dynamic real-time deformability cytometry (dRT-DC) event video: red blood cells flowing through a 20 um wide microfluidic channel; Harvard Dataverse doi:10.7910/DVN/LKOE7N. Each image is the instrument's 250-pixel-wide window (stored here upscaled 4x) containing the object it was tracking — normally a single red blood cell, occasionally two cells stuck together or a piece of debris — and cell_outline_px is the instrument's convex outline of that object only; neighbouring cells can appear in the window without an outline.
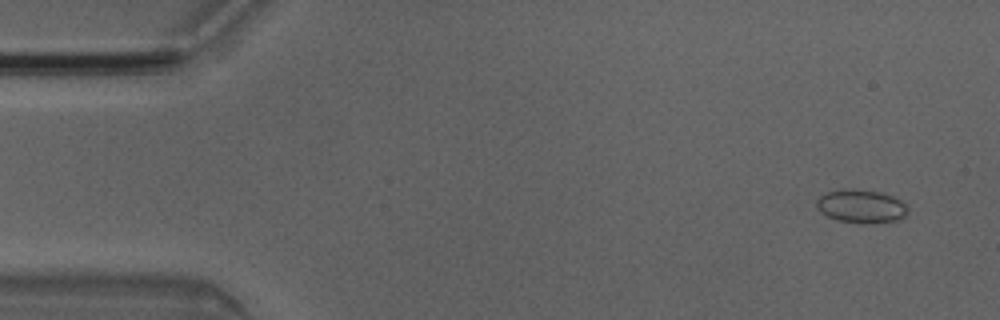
{"species": "Egyptian fruit bat (a non-hibernating species)", "species_latin": "Rousettus aegyptiacus", "temperature_condition": "room temperature", "stored_images_in_passage": 50, "camera_frame_rate_fps": 3000, "um_per_image_px": 0.085, "animal": {"sex": "male"}, "frame": {"image": 1, "passage_image": 3, "time_ms": 0.667, "image_size_px": [1000, 320], "cell_outline_px": [[908, 216], [900, 220], [876, 224], [864, 224], [836, 220], [820, 212], [816, 208], [816, 200], [820, 196], [828, 192], [844, 188], [880, 192], [892, 196], [908, 204]], "centroid_in_image_um": [73.25, 17.56], "position_along_channel_um": 11.8, "area_um2": 18.21}}
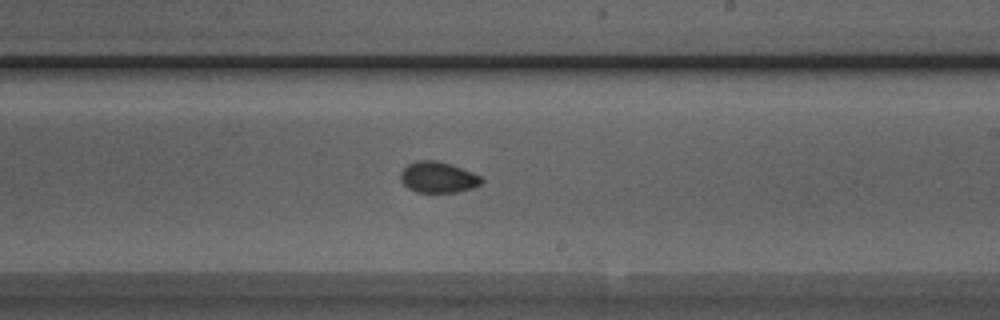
{"frame": {"image": 2, "passage_image": 29, "time_ms": 9.333, "image_size_px": [1000, 320], "cell_outline_px": [[484, 180], [480, 184], [472, 188], [456, 192], [416, 192], [408, 188], [400, 180], [400, 172], [408, 164], [416, 160], [436, 160], [452, 164], [472, 172], [480, 176]], "centroid_in_image_um": [37.22, 15.06], "position_along_channel_um": 251.8, "area_um2": 14.68}}
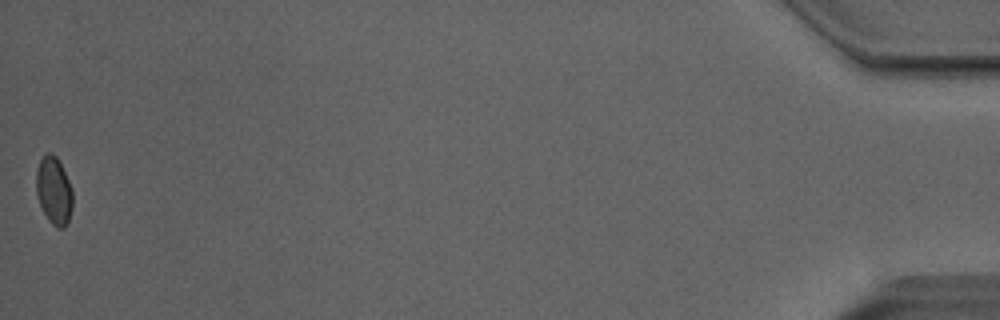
{"frame": {"image": 3, "passage_image": 50, "time_ms": 16.333, "image_size_px": [1000, 320], "cell_outline_px": [[72, 208], [68, 220], [64, 228], [56, 228], [48, 220], [40, 204], [36, 192], [36, 172], [40, 160], [48, 152], [52, 152], [56, 156], [72, 188]], "centroid_in_image_um": [4.58, 16.22], "position_along_channel_um": 430.6, "area_um2": 14.22}, "authors_computed_cell_mechanics": {"area_um2": 14.7968, "velocity_mm_per_s": 4.0619, "shape_relaxation_time_tau1_ms": null, "shape_relaxation_time_tau2_ms": 1.8081, "deformation_change_tau1": null, "deformation_change_tau2": 0.0459}}